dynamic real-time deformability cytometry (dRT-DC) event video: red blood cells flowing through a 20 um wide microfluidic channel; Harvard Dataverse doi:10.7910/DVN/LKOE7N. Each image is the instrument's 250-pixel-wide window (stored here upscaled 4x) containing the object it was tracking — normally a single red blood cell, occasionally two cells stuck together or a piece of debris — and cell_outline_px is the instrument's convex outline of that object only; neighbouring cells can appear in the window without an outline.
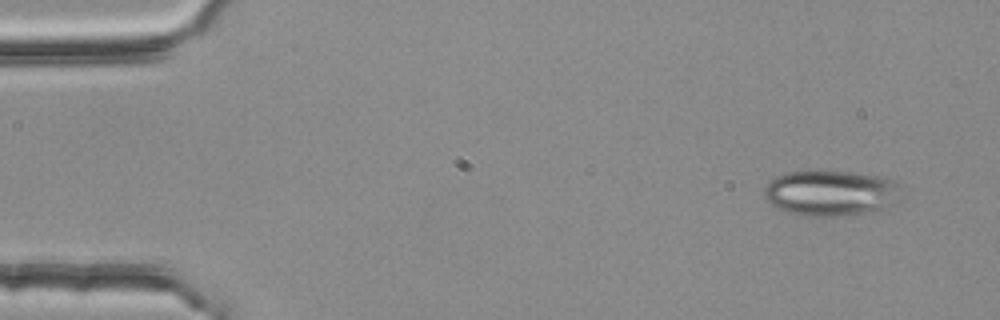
{"species": "common noctule bat (a hibernating species)", "species_latin": "Nyctalus noctula", "temperature_condition": "room temperature", "stored_images_in_passage": 3, "camera_frame_rate_fps": 3000, "um_per_image_px": 0.085, "animal": {"sex": "female", "body_mass_g": 25.1}, "frame": {"image": 1, "passage_image": 1, "time_ms": 0.0, "image_size_px": [1000, 320], "cell_outline_px": [[896, 200], [876, 212], [836, 216], [800, 216], [784, 212], [772, 204], [764, 196], [764, 188], [776, 176], [788, 172], [816, 168], [856, 172], [888, 176], [896, 184]], "centroid_in_image_um": [70.55, 16.37], "position_along_channel_um": 14.4, "area_um2": 37.11}}